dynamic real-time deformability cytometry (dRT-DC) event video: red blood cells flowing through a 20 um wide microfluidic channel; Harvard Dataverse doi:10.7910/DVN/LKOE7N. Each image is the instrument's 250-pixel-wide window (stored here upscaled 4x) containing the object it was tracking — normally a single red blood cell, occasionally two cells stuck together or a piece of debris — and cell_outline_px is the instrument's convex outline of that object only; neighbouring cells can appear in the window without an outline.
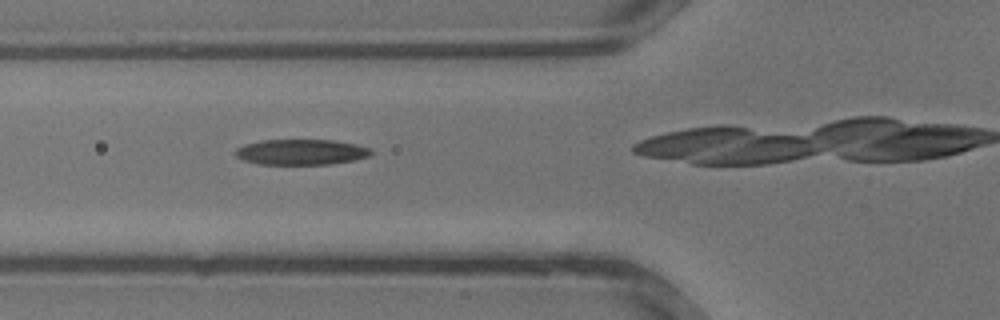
{"species": "common noctule bat (a hibernating species)", "species_latin": "Nyctalus noctula", "temperature_condition": "warm", "stored_images_in_passage": 10, "camera_frame_rate_fps": 3000, "um_per_image_px": 0.085, "animal": {"sex": "male", "body_mass_g": 13.3}, "frame": {"image": 1, "passage_image": 9, "time_ms": 2.667, "image_size_px": [1000, 320], "cell_outline_px": [[372, 152], [368, 156], [356, 160], [332, 164], [260, 164], [244, 160], [236, 156], [232, 152], [236, 148], [244, 144], [260, 140], [332, 140], [356, 144], [372, 148]], "centroid_in_image_um": [25.59, 12.92], "position_along_channel_um": 100.2, "area_um2": 20.35}}